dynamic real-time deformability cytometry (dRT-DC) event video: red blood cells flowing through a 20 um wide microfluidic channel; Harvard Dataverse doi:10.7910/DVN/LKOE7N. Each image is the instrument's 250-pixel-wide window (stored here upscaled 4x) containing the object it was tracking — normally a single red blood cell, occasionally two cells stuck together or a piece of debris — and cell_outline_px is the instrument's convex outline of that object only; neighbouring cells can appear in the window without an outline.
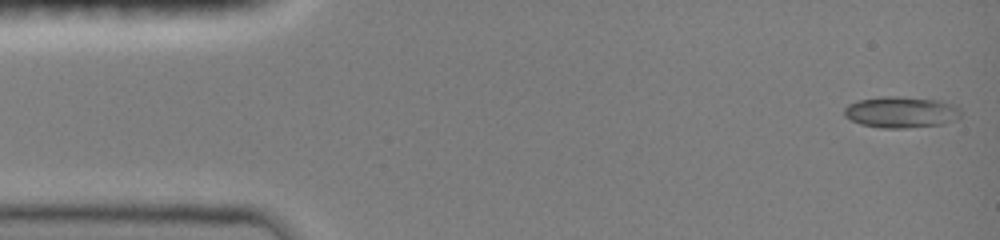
{"species": "common noctule bat (a hibernating species)", "species_latin": "Nyctalus noctula", "temperature_condition": "room temperature", "stored_images_in_passage": 31, "camera_frame_rate_fps": 3000, "um_per_image_px": 0.085, "animal": {"sex": "female", "body_mass_g": 19.0, "forearm_length_mm": 51.5}, "frame": {"image": 1, "passage_image": 1, "time_ms": 0.0, "image_size_px": [1000, 240], "cell_outline_px": [[960, 116], [956, 120], [940, 124], [908, 128], [880, 128], [860, 124], [844, 116], [844, 108], [848, 104], [856, 100], [880, 96], [900, 96], [940, 100], [956, 104], [960, 108]], "centroid_in_image_um": [76.59, 9.52], "position_along_channel_um": 8.4, "area_um2": 21.62}}
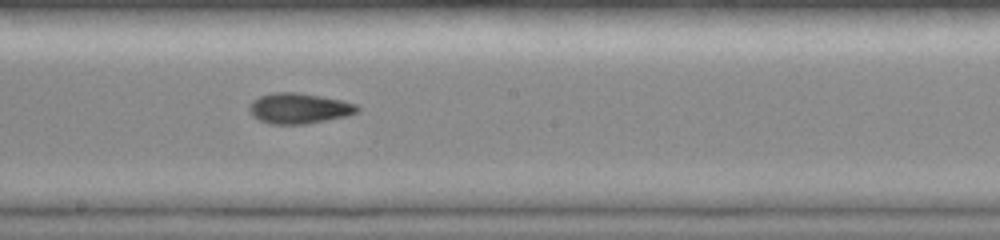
{"frame": {"image": 2, "passage_image": 17, "time_ms": 8.0, "image_size_px": [1000, 240], "cell_outline_px": [[360, 108], [356, 112], [344, 116], [304, 124], [272, 124], [260, 120], [252, 116], [248, 108], [252, 100], [260, 96], [272, 92], [296, 92], [320, 96], [340, 100], [356, 104]], "centroid_in_image_um": [25.36, 9.2], "position_along_channel_um": 222.8, "area_um2": 18.96}}
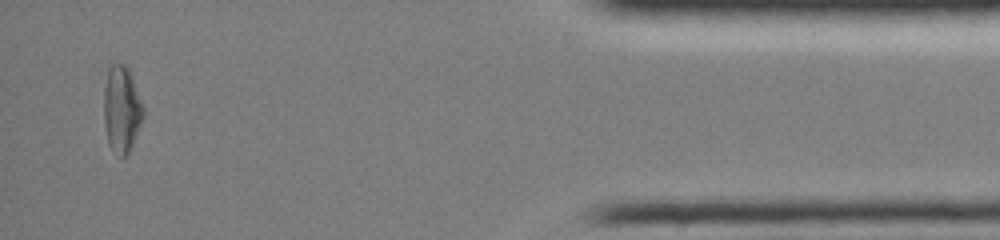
{"frame": {"image": 3, "passage_image": 30, "time_ms": 14.333, "image_size_px": [1000, 240], "cell_outline_px": [[144, 116], [132, 144], [128, 152], [124, 156], [120, 156], [112, 152], [108, 144], [104, 124], [104, 88], [108, 68], [112, 64], [128, 64], [144, 108]], "centroid_in_image_um": [10.33, 9.25], "position_along_channel_um": 424.9, "area_um2": 20.06}, "authors_computed_cell_mechanics": {"area_um2": 19.0162, "velocity_mm_per_s": 4.0928, "shape_relaxation_time_tau1_ms": 3.6186, "shape_relaxation_time_tau2_ms": 7.2747, "deformation_change_tau1": 0.1387, "deformation_change_tau2": 0.1267}}